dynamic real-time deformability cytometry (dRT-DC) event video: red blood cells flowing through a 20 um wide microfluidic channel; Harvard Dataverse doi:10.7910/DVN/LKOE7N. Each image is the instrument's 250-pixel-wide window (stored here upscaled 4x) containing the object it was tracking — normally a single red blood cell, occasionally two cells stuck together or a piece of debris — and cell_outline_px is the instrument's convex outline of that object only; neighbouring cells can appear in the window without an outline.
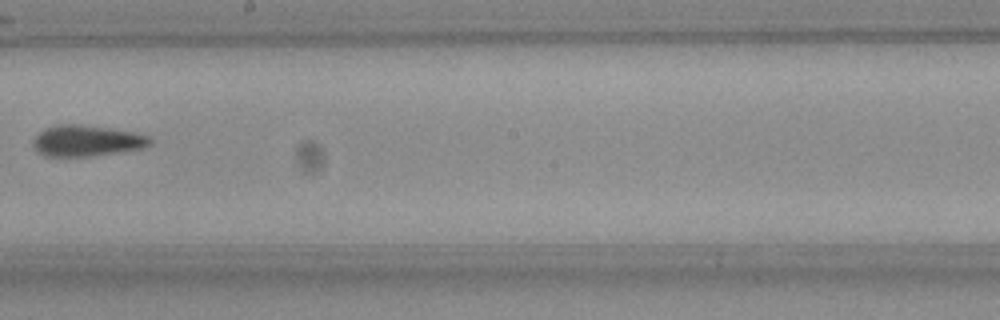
{"species": "Egyptian fruit bat (a non-hibernating species)", "species_latin": "Rousettus aegyptiacus", "temperature_condition": "room temperature", "stored_images_in_passage": 8, "camera_frame_rate_fps": 3000, "um_per_image_px": 0.085, "frame": {"image": 1, "passage_image": 8, "time_ms": 2.333, "image_size_px": [1000, 320], "cell_outline_px": [[152, 144], [144, 148], [88, 156], [44, 156], [32, 144], [32, 140], [44, 128], [56, 124], [76, 124], [108, 128], [136, 132], [148, 136], [152, 140]], "centroid_in_image_um": [7.38, 11.95], "position_along_channel_um": 240.8, "area_um2": 21.04}}